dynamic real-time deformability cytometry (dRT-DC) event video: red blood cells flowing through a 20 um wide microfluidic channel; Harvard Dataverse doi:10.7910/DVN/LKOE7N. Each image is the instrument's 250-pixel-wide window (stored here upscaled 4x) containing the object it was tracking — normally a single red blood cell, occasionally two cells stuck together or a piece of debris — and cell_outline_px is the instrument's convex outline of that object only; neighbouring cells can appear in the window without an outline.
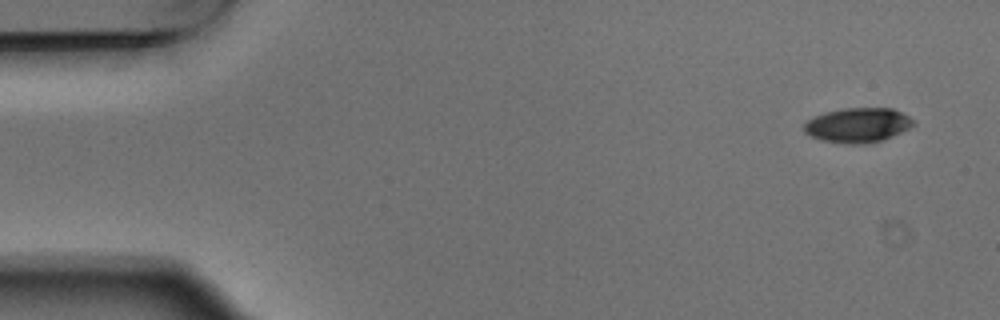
{"species": "Egyptian fruit bat (a non-hibernating species)", "species_latin": "Rousettus aegyptiacus", "temperature_condition": "warm", "stored_images_in_passage": 5, "camera_frame_rate_fps": 3000, "um_per_image_px": 0.085, "animal": {"sex": "male"}, "frame": {"image": 1, "passage_image": 1, "time_ms": 0.0, "image_size_px": [1000, 320], "cell_outline_px": [[916, 124], [892, 136], [880, 140], [864, 144], [824, 140], [812, 136], [804, 132], [804, 124], [812, 116], [824, 112], [844, 108], [892, 108], [908, 116]], "centroid_in_image_um": [72.9, 10.61], "position_along_channel_um": 12.1, "area_um2": 21.62}}
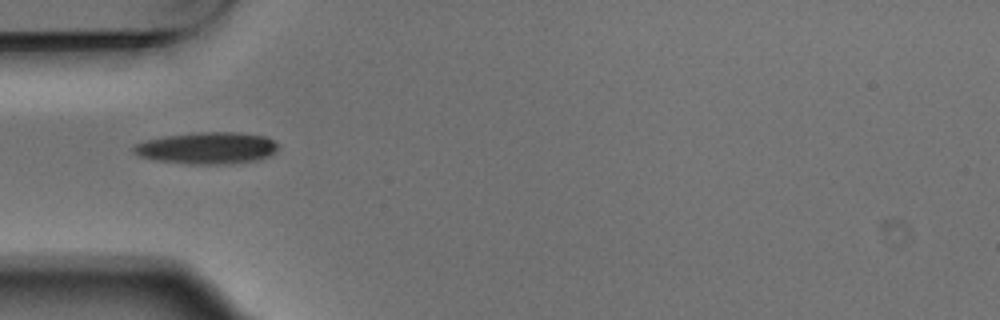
{"frame": {"image": 2, "passage_image": 4, "time_ms": 1.0, "image_size_px": [1000, 320], "cell_outline_px": [[276, 148], [268, 156], [256, 160], [228, 164], [184, 164], [156, 160], [136, 156], [132, 152], [132, 148], [136, 144], [148, 140], [164, 136], [196, 132], [240, 132], [264, 136], [272, 140], [276, 144]], "centroid_in_image_um": [17.53, 12.59], "position_along_channel_um": 67.5, "area_um2": 26.7}}
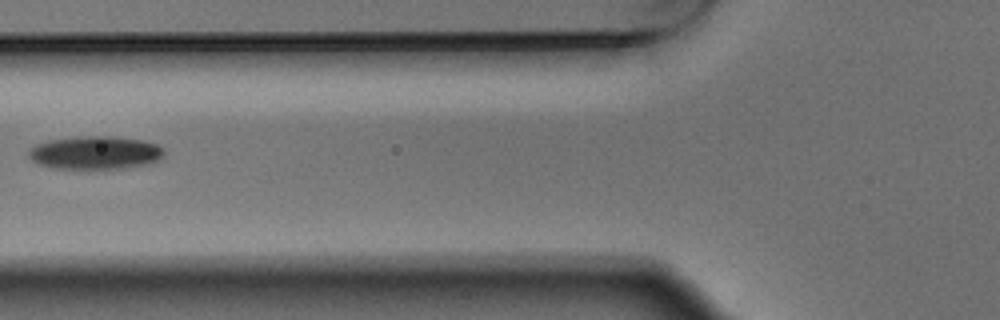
{"frame": {"image": 3, "passage_image": 5, "time_ms": 1.333, "image_size_px": [1000, 320], "cell_outline_px": [[164, 152], [156, 160], [148, 164], [124, 168], [88, 172], [52, 168], [36, 164], [28, 156], [28, 148], [36, 144], [48, 140], [80, 136], [112, 136], [144, 140], [156, 144], [164, 148]], "centroid_in_image_um": [8.02, 13.02], "position_along_channel_um": 117.8, "area_um2": 27.28}}